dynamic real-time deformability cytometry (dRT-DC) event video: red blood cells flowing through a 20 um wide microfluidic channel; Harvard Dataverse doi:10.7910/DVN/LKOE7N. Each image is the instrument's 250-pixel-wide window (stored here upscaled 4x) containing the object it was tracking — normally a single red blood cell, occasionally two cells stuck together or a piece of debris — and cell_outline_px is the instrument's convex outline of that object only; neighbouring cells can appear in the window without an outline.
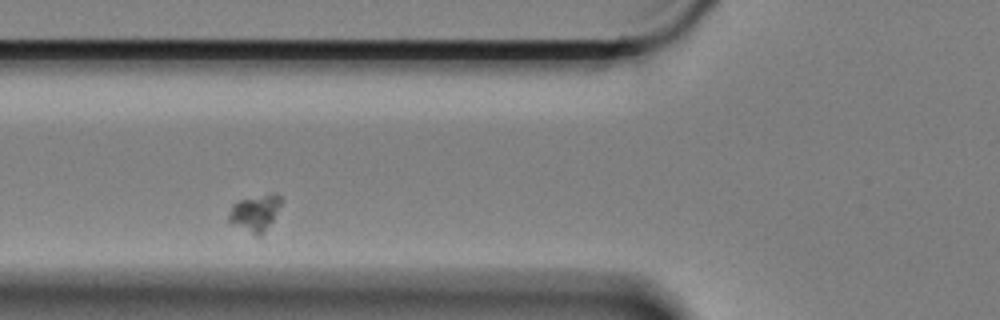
{"species": "Egyptian fruit bat (a non-hibernating species)", "species_latin": "Rousettus aegyptiacus", "temperature_condition": "cold", "stored_images_in_passage": 3, "camera_frame_rate_fps": 3000, "um_per_image_px": 0.085, "animal": {"sex": "female"}, "frame": {"image": 1, "passage_image": 2, "time_ms": 0.333, "image_size_px": [1000, 320], "cell_outline_px": [[284, 200], [272, 220], [260, 236], [256, 236], [232, 224], [228, 220], [228, 216], [232, 204], [236, 200], [272, 192], [276, 192]], "centroid_in_image_um": [21.69, 18.05], "position_along_channel_um": 104.1, "area_um2": 11.33}}
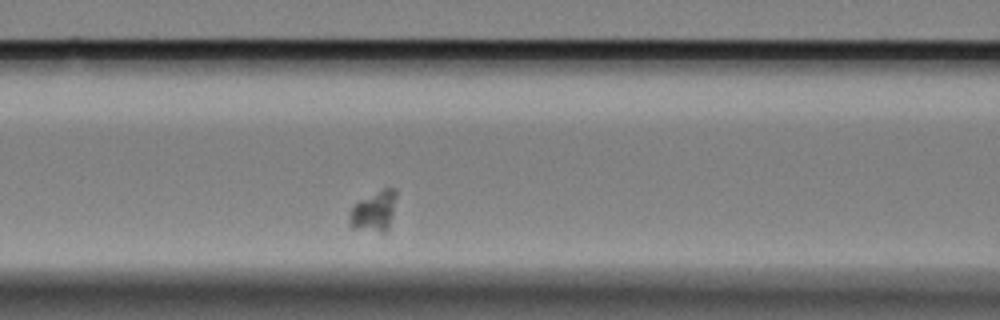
{"frame": {"image": 2, "passage_image": 3, "time_ms": 0.667, "image_size_px": [1000, 320], "cell_outline_px": [[396, 196], [392, 216], [388, 228], [384, 232], [380, 232], [352, 228], [348, 224], [348, 220], [352, 208], [360, 200], [384, 188], [396, 188]], "centroid_in_image_um": [31.79, 17.96], "position_along_channel_um": 134.8, "area_um2": 10.87}}